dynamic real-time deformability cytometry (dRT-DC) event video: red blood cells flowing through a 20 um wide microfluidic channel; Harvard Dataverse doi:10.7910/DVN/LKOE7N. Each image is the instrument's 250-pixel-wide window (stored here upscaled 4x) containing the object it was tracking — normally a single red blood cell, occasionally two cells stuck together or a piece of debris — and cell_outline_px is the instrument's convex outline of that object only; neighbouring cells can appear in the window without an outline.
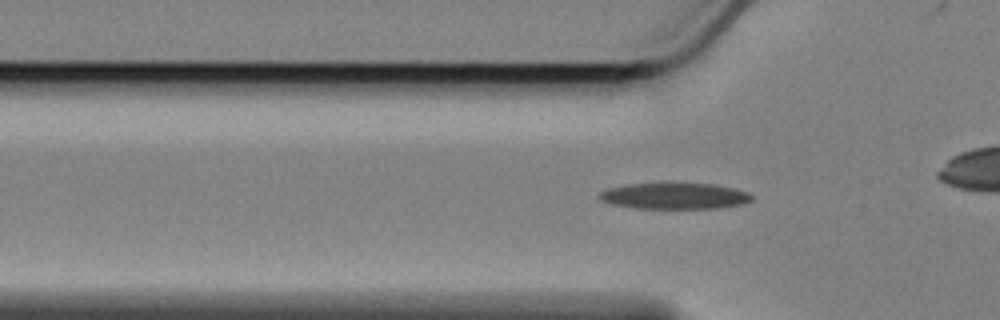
{"species": "Egyptian fruit bat (a non-hibernating species)", "species_latin": "Rousettus aegyptiacus", "temperature_condition": "cold", "stored_images_in_passage": 39, "camera_frame_rate_fps": 3000, "um_per_image_px": 0.085, "animal": {"sex": "female"}, "frame": {"image": 1, "passage_image": 9, "time_ms": 2.667, "image_size_px": [1000, 320], "cell_outline_px": [[752, 200], [740, 204], [716, 208], [632, 208], [612, 204], [600, 200], [596, 196], [600, 192], [608, 188], [628, 184], [716, 184], [748, 192], [752, 196]], "centroid_in_image_um": [57.29, 16.66], "position_along_channel_um": 68.5, "area_um2": 22.95}}
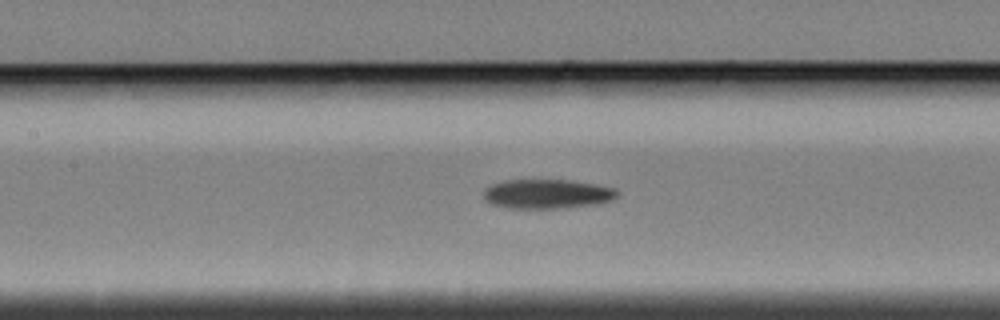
{"frame": {"image": 2, "passage_image": 17, "time_ms": 5.333, "image_size_px": [1000, 320], "cell_outline_px": [[620, 192], [612, 200], [600, 204], [560, 208], [504, 208], [492, 204], [484, 196], [484, 192], [492, 184], [508, 180], [568, 180], [616, 188]], "centroid_in_image_um": [46.56, 16.49], "position_along_channel_um": 160.8, "area_um2": 22.72}}
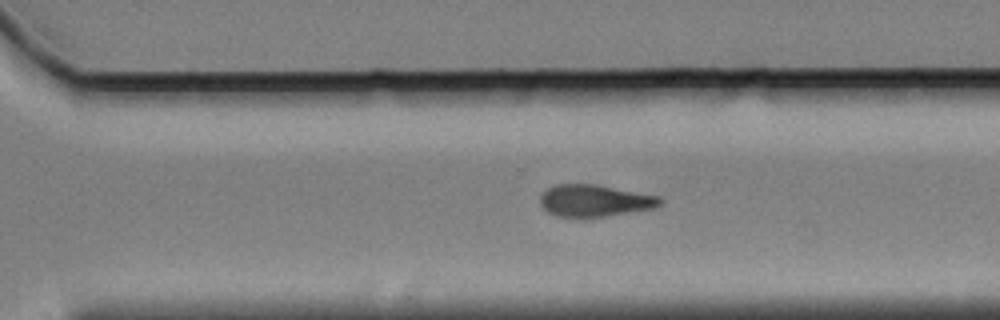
{"frame": {"image": 3, "passage_image": 31, "time_ms": 10.0, "image_size_px": [1000, 320], "cell_outline_px": [[664, 204], [656, 208], [604, 216], [556, 216], [548, 212], [540, 204], [540, 196], [548, 188], [556, 184], [596, 184], [660, 196], [664, 200]], "centroid_in_image_um": [50.6, 17.04], "position_along_channel_um": 320.0, "area_um2": 22.25}}